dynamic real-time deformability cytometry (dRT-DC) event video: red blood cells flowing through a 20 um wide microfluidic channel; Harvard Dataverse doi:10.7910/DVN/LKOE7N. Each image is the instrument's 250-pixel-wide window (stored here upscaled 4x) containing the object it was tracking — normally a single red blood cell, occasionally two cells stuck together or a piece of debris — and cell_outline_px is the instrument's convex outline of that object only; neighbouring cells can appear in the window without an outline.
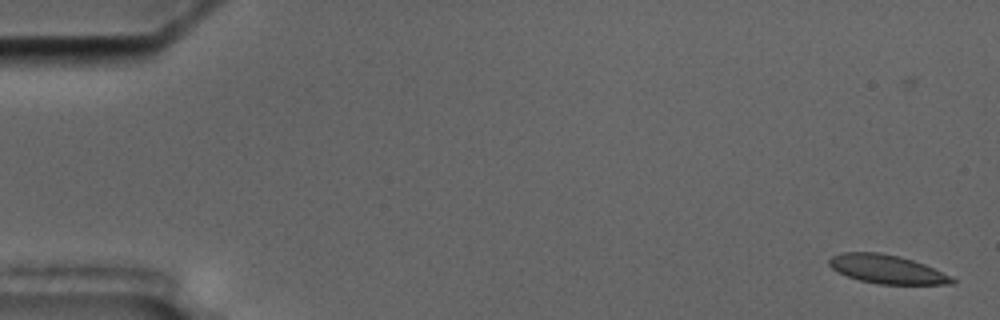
{"species": "common noctule bat (a hibernating species)", "species_latin": "Nyctalus noctula", "temperature_condition": "cold", "stored_images_in_passage": 6, "camera_frame_rate_fps": 3000, "um_per_image_px": 0.085, "animal": {"sex": "male", "body_mass_g": 17.5, "forearm_length_mm": 52.3}, "frame": {"image": 1, "passage_image": 1, "time_ms": 0.0, "image_size_px": [1000, 320], "cell_outline_px": [[956, 284], [880, 284], [860, 280], [848, 276], [832, 268], [828, 264], [828, 260], [832, 256], [840, 252], [880, 252], [900, 256], [924, 264], [956, 280]], "centroid_in_image_um": [75.35, 22.87], "position_along_channel_um": 9.7, "area_um2": 20.29}}
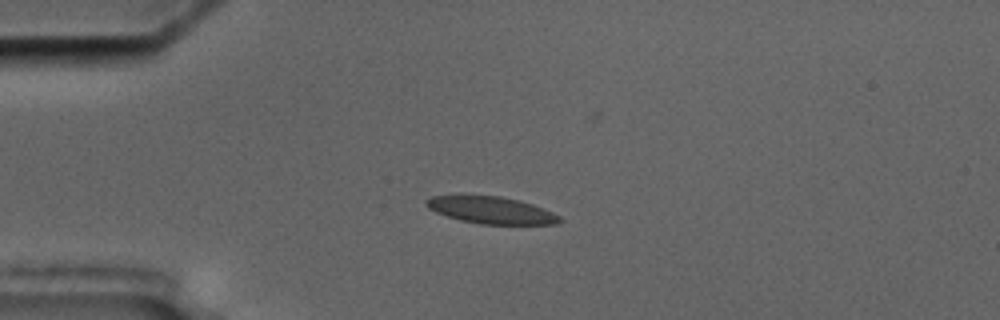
{"frame": {"image": 2, "passage_image": 5, "time_ms": 4.333, "image_size_px": [1000, 320], "cell_outline_px": [[564, 220], [556, 224], [480, 224], [460, 220], [436, 212], [428, 208], [424, 204], [424, 200], [432, 196], [460, 192], [500, 196], [520, 200], [532, 204], [552, 212], [560, 216]], "centroid_in_image_um": [41.66, 17.81], "position_along_channel_um": 43.3, "area_um2": 21.85}}